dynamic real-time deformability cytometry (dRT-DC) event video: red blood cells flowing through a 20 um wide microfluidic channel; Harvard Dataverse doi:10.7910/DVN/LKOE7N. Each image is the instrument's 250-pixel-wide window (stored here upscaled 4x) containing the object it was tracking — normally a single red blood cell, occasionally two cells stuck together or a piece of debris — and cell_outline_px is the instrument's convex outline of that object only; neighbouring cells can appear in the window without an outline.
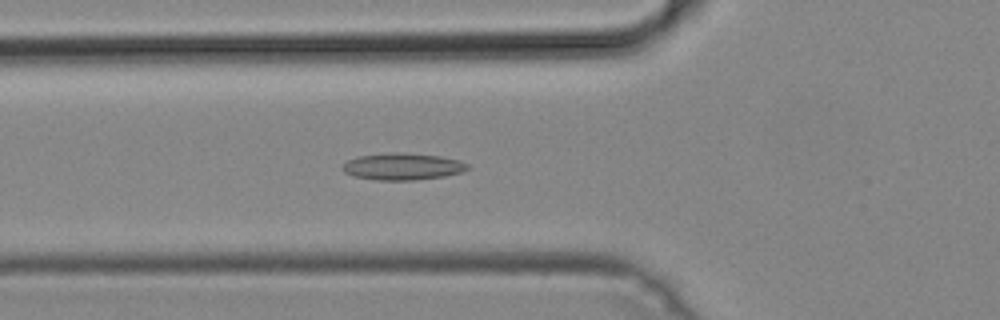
{"species": "common noctule bat (a hibernating species)", "species_latin": "Nyctalus noctula", "temperature_condition": "cold", "stored_images_in_passage": 45, "camera_frame_rate_fps": 3000, "um_per_image_px": 0.085, "animal": {"sex": "male", "body_mass_g": 19.2, "forearm_length_mm": 51.8}, "frame": {"image": 1, "passage_image": 13, "time_ms": 4.0, "image_size_px": [1000, 320], "cell_outline_px": [[468, 168], [460, 172], [444, 176], [412, 180], [376, 180], [352, 176], [344, 172], [340, 168], [348, 160], [360, 156], [440, 156], [460, 160], [468, 164]], "centroid_in_image_um": [34.21, 14.22], "position_along_channel_um": 91.6, "area_um2": 18.21}}
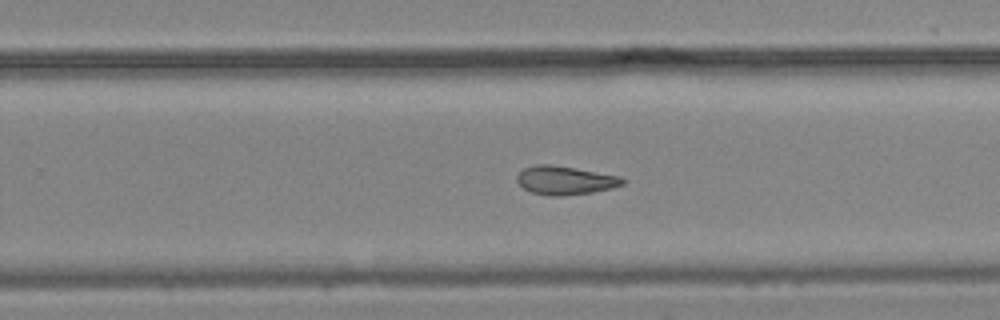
{"frame": {"image": 2, "passage_image": 27, "time_ms": 8.667, "image_size_px": [1000, 320], "cell_outline_px": [[624, 184], [612, 188], [592, 192], [560, 196], [548, 196], [532, 192], [524, 188], [516, 180], [516, 176], [524, 168], [536, 164], [552, 164], [620, 176], [624, 180]], "centroid_in_image_um": [48.02, 15.32], "position_along_channel_um": 281.8, "area_um2": 17.51}}
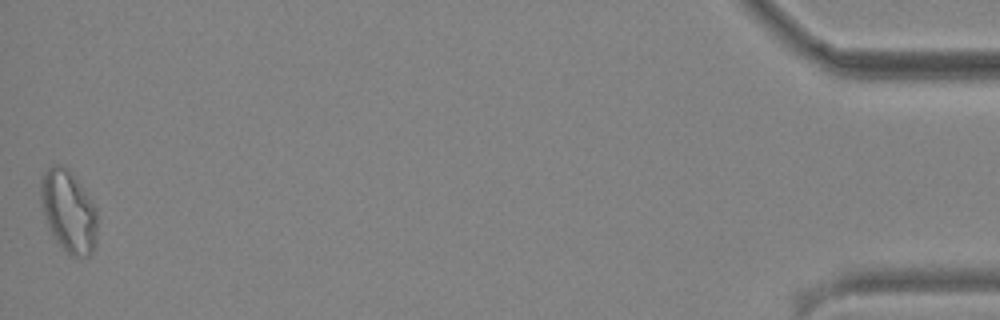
{"frame": {"image": 3, "passage_image": 45, "time_ms": 14.667, "image_size_px": [1000, 320], "cell_outline_px": [[96, 244], [92, 252], [88, 256], [72, 256], [52, 236], [48, 228], [40, 200], [40, 180], [44, 172], [52, 164], [56, 164], [64, 168], [80, 184], [96, 208]], "centroid_in_image_um": [5.8, 17.98], "position_along_channel_um": 429.4, "area_um2": 26.59}}